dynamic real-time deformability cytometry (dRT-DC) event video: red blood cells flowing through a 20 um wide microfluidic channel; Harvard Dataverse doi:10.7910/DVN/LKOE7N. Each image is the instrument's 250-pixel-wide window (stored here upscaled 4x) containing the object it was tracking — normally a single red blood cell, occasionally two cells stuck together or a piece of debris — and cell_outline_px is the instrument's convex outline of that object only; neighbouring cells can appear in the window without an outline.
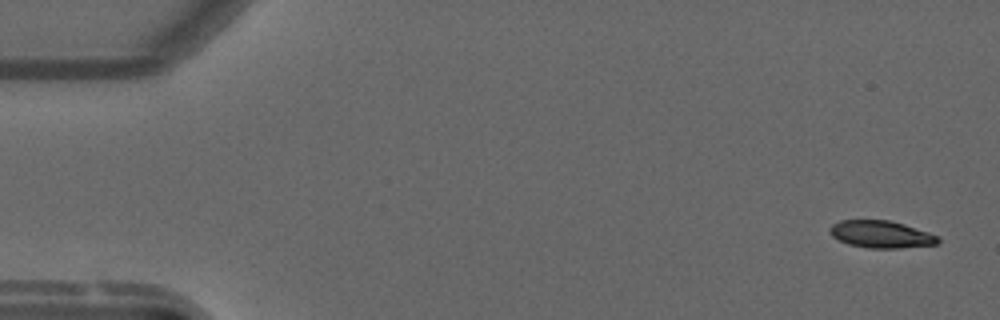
{"species": "common noctule bat (a hibernating species)", "species_latin": "Nyctalus noctula", "temperature_condition": "warm", "stored_images_in_passage": 53, "camera_frame_rate_fps": 3000, "um_per_image_px": 0.085, "animal": {"sex": "male", "forearm_length_mm": 52.5}, "frame": {"image": 1, "passage_image": 1, "time_ms": 0.0, "image_size_px": [1000, 320], "cell_outline_px": [[940, 240], [936, 244], [900, 248], [868, 248], [848, 244], [832, 236], [832, 224], [840, 220], [888, 220], [904, 224], [940, 236]], "centroid_in_image_um": [74.93, 19.92], "position_along_channel_um": 10.1, "area_um2": 16.99}}
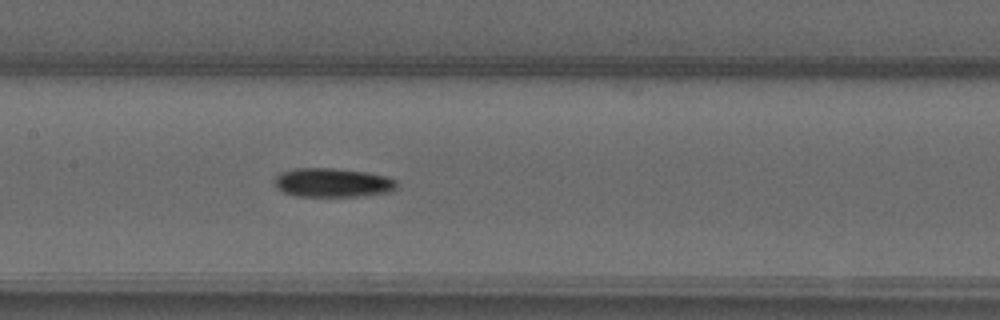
{"frame": {"image": 2, "passage_image": 25, "time_ms": 8.0, "image_size_px": [1000, 320], "cell_outline_px": [[396, 188], [392, 192], [364, 196], [296, 196], [284, 192], [276, 188], [276, 176], [280, 172], [296, 168], [332, 168], [364, 172], [388, 176], [396, 180]], "centroid_in_image_um": [28.3, 15.53], "position_along_channel_um": 179.1, "area_um2": 20.69}}
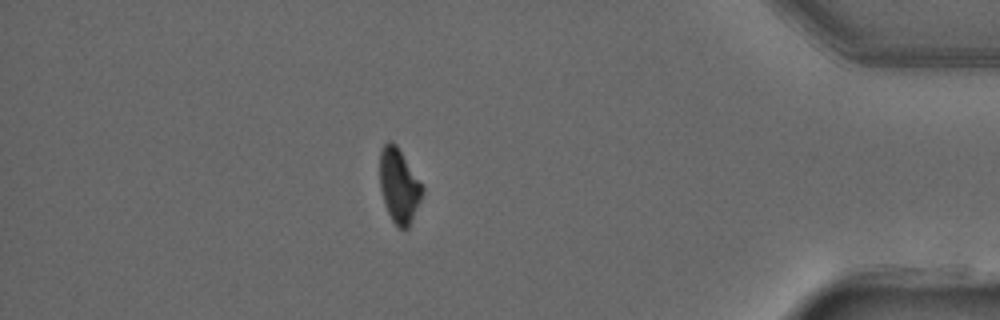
{"frame": {"image": 3, "passage_image": 46, "time_ms": 15.0, "image_size_px": [1000, 320], "cell_outline_px": [[424, 192], [408, 228], [400, 228], [392, 220], [388, 212], [380, 188], [380, 152], [384, 144], [388, 140], [392, 140], [396, 144], [424, 188]], "centroid_in_image_um": [33.91, 15.75], "position_along_channel_um": 401.3, "area_um2": 18.09}}